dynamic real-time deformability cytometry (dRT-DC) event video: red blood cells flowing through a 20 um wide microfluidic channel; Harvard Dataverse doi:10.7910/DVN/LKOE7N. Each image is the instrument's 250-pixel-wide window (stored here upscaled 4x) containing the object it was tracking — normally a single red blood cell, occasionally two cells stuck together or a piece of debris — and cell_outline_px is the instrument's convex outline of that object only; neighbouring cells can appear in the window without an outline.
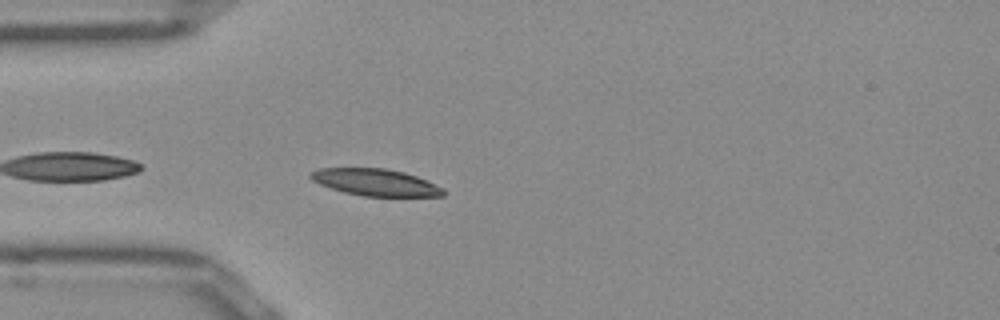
{"species": "Egyptian fruit bat (a non-hibernating species)", "species_latin": "Rousettus aegyptiacus", "temperature_condition": "room temperature", "stored_images_in_passage": 28, "camera_frame_rate_fps": 3000, "um_per_image_px": 0.085, "frame": {"image": 1, "passage_image": 2, "time_ms": 0.333, "image_size_px": [1000, 320], "cell_outline_px": [[444, 196], [364, 196], [344, 192], [320, 184], [312, 180], [308, 176], [312, 172], [320, 168], [384, 168], [404, 172], [416, 176], [444, 188]], "centroid_in_image_um": [31.92, 15.49], "position_along_channel_um": 53.1, "area_um2": 20.58}}
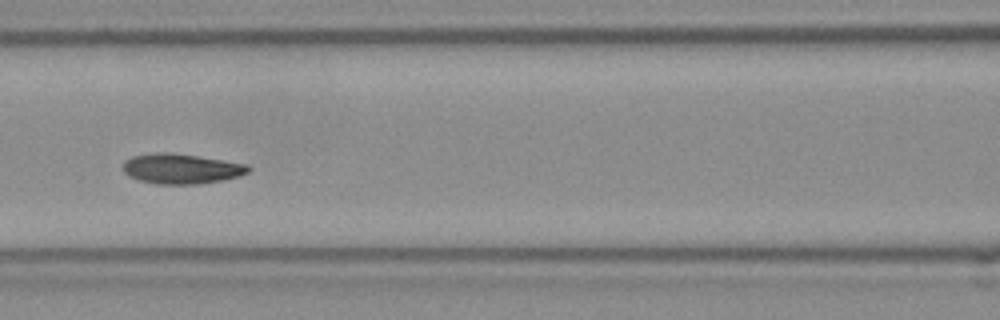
{"frame": {"image": 2, "passage_image": 10, "time_ms": 3.0, "image_size_px": [1000, 320], "cell_outline_px": [[252, 168], [248, 172], [240, 176], [224, 180], [196, 184], [156, 184], [140, 180], [128, 176], [124, 172], [124, 160], [132, 156], [160, 152], [168, 152], [196, 156], [248, 164]], "centroid_in_image_um": [15.42, 14.35], "position_along_channel_um": 151.2, "area_um2": 21.91}}
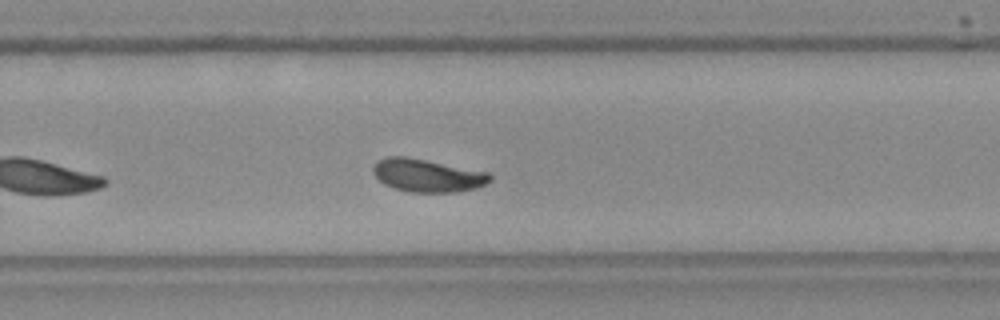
{"frame": {"image": 3, "passage_image": 21, "time_ms": 6.667, "image_size_px": [1000, 320], "cell_outline_px": [[492, 180], [476, 188], [456, 192], [408, 192], [392, 188], [384, 184], [372, 172], [372, 168], [380, 160], [388, 156], [404, 156], [488, 172], [492, 176]], "centroid_in_image_um": [36.32, 14.92], "position_along_channel_um": 293.5, "area_um2": 22.25}, "authors_computed_cell_mechanics": {"area_um2": 21.964, "velocity_mm_per_s": 3.8921, "shape_relaxation_time_tau1_ms": 7.6001, "shape_relaxation_time_tau2_ms": 2.0636, "deformation_change_tau1": 0.1718, "deformation_change_tau2": 0.0619}}